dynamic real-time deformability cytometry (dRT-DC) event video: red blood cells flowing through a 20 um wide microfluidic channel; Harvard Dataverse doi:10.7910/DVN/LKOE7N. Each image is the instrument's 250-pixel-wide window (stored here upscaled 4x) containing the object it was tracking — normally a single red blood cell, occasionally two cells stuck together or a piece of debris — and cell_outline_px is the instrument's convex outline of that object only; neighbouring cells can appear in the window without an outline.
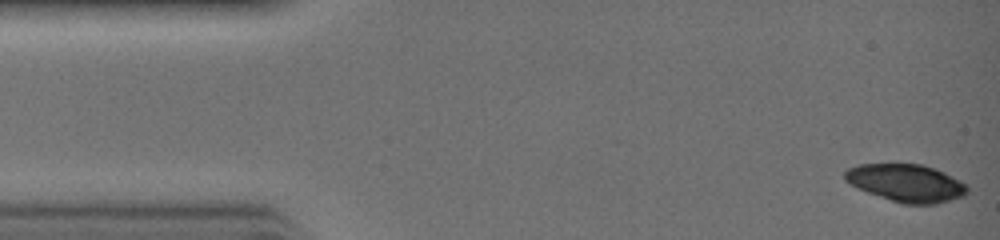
{"species": "common noctule bat (a hibernating species)", "species_latin": "Nyctalus noctula", "temperature_condition": "warm", "stored_images_in_passage": 7, "camera_frame_rate_fps": 3000, "um_per_image_px": 0.085, "animal": {"sex": "female", "body_mass_g": 19.0, "forearm_length_mm": 51.5}, "frame": {"image": 1, "passage_image": 1, "time_ms": 0.0, "image_size_px": [1000, 240], "cell_outline_px": [[968, 192], [964, 196], [936, 204], [904, 204], [868, 192], [844, 180], [844, 172], [848, 168], [860, 164], [924, 164], [936, 168], [944, 172], [964, 184], [968, 188]], "centroid_in_image_um": [77.04, 15.54], "position_along_channel_um": 8.0, "area_um2": 26.53}}